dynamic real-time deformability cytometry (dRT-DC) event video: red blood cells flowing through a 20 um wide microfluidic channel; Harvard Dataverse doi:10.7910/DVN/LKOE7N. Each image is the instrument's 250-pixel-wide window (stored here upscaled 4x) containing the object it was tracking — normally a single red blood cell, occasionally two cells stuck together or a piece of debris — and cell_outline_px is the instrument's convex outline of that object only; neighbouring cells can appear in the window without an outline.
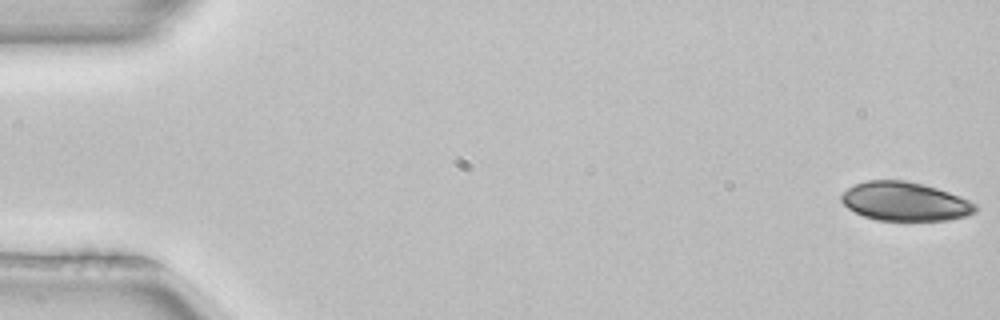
{"species": "common noctule bat (a hibernating species)", "species_latin": "Nyctalus noctula", "temperature_condition": "room temperature", "stored_images_in_passage": 4, "camera_frame_rate_fps": 3000, "um_per_image_px": 0.085, "animal": {"sex": "female", "body_mass_g": 22.7, "forearm_length_mm": 54.2}, "frame": {"image": 1, "passage_image": 1, "time_ms": 0.0, "image_size_px": [1000, 320], "cell_outline_px": [[980, 208], [976, 212], [964, 216], [948, 220], [876, 220], [864, 216], [848, 208], [840, 200], [840, 196], [848, 188], [856, 184], [868, 180], [908, 180], [936, 188], [948, 192], [968, 200], [976, 204]], "centroid_in_image_um": [76.92, 17.12], "position_along_channel_um": 8.1, "area_um2": 30.17}}
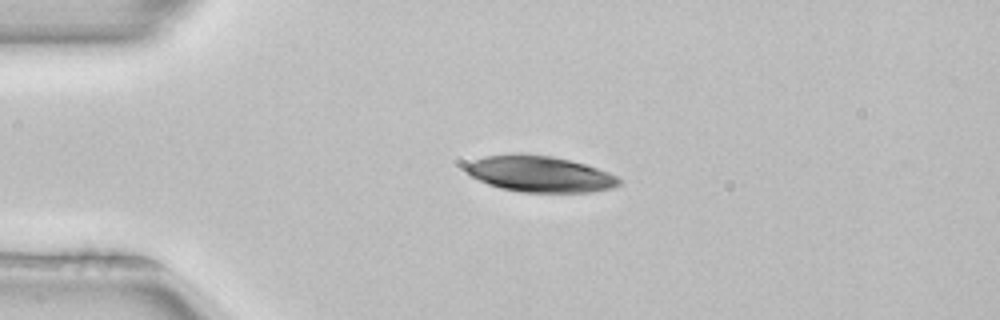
{"frame": {"image": 2, "passage_image": 4, "time_ms": 1.0, "image_size_px": [1000, 320], "cell_outline_px": [[620, 184], [612, 188], [592, 192], [520, 192], [500, 188], [488, 184], [472, 176], [464, 168], [472, 160], [484, 156], [512, 152], [520, 152], [552, 156], [584, 164], [608, 172], [616, 176], [620, 180]], "centroid_in_image_um": [45.85, 14.77], "position_along_channel_um": 39.1, "area_um2": 32.37}}